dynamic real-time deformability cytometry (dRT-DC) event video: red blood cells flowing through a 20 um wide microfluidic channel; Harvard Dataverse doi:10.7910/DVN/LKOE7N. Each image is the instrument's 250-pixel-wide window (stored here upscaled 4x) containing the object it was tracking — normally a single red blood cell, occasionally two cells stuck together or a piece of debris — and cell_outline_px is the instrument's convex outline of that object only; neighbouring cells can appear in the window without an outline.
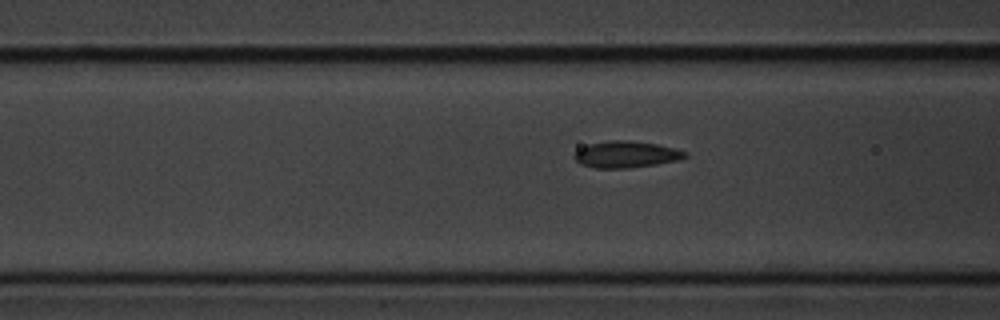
{"species": "common noctule bat (a hibernating species)", "species_latin": "Nyctalus noctula", "temperature_condition": "cold", "stored_images_in_passage": 14, "camera_frame_rate_fps": 3000, "um_per_image_px": 0.085, "animal": {"sex": "male", "body_mass_g": 20.1, "forearm_length_mm": 53.5}, "frame": {"image": 1, "passage_image": 12, "time_ms": 3.667, "image_size_px": [1000, 320], "cell_outline_px": [[688, 156], [676, 160], [656, 164], [628, 168], [592, 168], [580, 164], [572, 156], [580, 148], [588, 144], [612, 140], [628, 140], [656, 144], [676, 148], [688, 152]], "centroid_in_image_um": [53.2, 13.12], "position_along_channel_um": 113.4, "area_um2": 17.17}}